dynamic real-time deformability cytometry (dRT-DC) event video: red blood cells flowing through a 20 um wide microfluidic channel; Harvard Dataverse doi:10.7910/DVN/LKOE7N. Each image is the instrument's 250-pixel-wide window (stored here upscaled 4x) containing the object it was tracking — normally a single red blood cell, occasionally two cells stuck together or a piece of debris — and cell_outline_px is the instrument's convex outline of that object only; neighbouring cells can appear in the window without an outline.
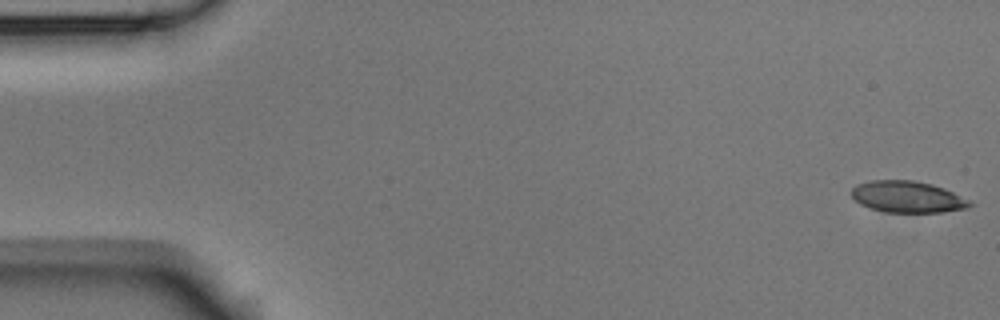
{"species": "Egyptian fruit bat (a non-hibernating species)", "species_latin": "Rousettus aegyptiacus", "temperature_condition": "room temperature", "stored_images_in_passage": 7, "camera_frame_rate_fps": 3000, "um_per_image_px": 0.085, "animal": {"sex": "male"}, "frame": {"image": 1, "passage_image": 1, "time_ms": 0.0, "image_size_px": [1000, 320], "cell_outline_px": [[976, 204], [968, 208], [940, 212], [884, 212], [860, 204], [852, 196], [852, 188], [856, 184], [872, 180], [912, 180], [932, 184], [944, 188]], "centroid_in_image_um": [77.14, 16.73], "position_along_channel_um": 7.9, "area_um2": 21.62}}
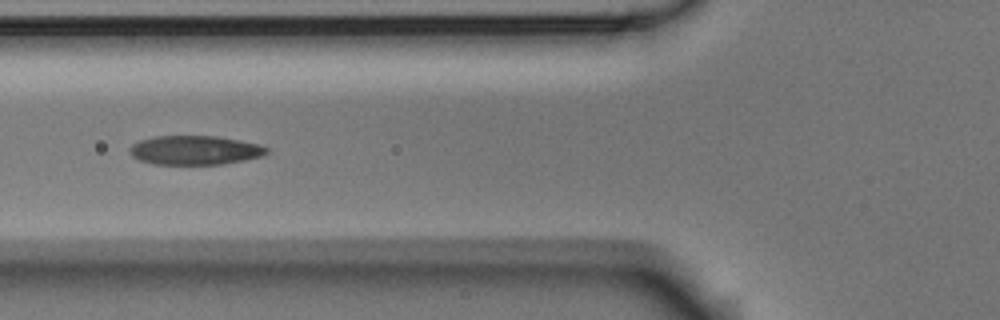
{"frame": {"image": 2, "passage_image": 5, "time_ms": 1.333, "image_size_px": [1000, 320], "cell_outline_px": [[268, 152], [260, 156], [244, 160], [220, 164], [156, 164], [140, 160], [132, 156], [128, 152], [132, 144], [140, 140], [156, 136], [216, 136], [240, 140], [260, 144], [268, 148]], "centroid_in_image_um": [16.56, 12.76], "position_along_channel_um": 109.2, "area_um2": 23.12}}
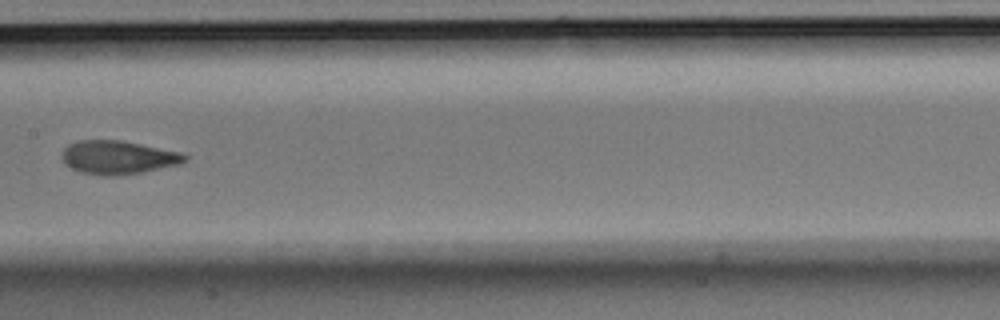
{"frame": {"image": 3, "passage_image": 7, "time_ms": 2.0, "image_size_px": [1000, 320], "cell_outline_px": [[188, 160], [180, 164], [140, 172], [112, 176], [100, 176], [84, 172], [72, 168], [64, 164], [60, 156], [64, 148], [68, 144], [80, 140], [120, 140], [180, 152], [188, 156]], "centroid_in_image_um": [10.0, 13.37], "position_along_channel_um": 197.4, "area_um2": 23.87}}